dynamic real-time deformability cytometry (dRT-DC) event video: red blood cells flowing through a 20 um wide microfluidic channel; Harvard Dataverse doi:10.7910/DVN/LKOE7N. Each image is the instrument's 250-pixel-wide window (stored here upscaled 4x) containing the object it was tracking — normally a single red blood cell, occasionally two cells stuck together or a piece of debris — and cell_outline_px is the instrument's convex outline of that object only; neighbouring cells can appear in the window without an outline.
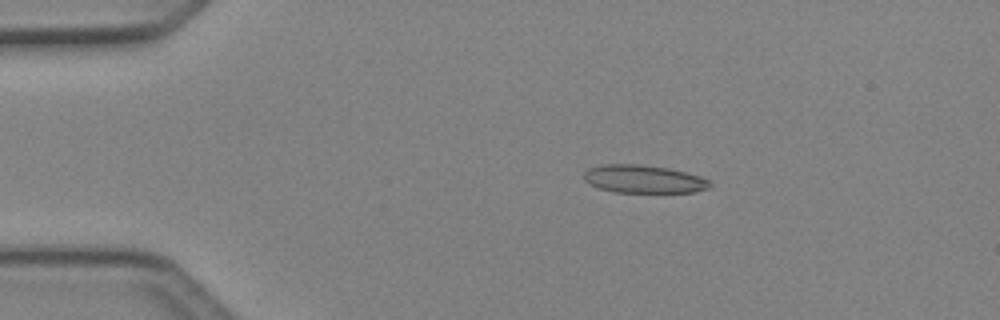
{"species": "Egyptian fruit bat (a non-hibernating species)", "species_latin": "Rousettus aegyptiacus", "temperature_condition": "cold", "stored_images_in_passage": 6, "camera_frame_rate_fps": 3000, "um_per_image_px": 0.085, "animal": {"sex": "female"}, "frame": {"image": 1, "passage_image": 3, "time_ms": 0.667, "image_size_px": [1000, 320], "cell_outline_px": [[712, 188], [696, 192], [616, 192], [600, 188], [588, 184], [584, 180], [584, 172], [588, 168], [600, 164], [640, 164], [668, 168], [700, 176], [712, 180]], "centroid_in_image_um": [54.74, 15.22], "position_along_channel_um": 30.3, "area_um2": 20.81}}
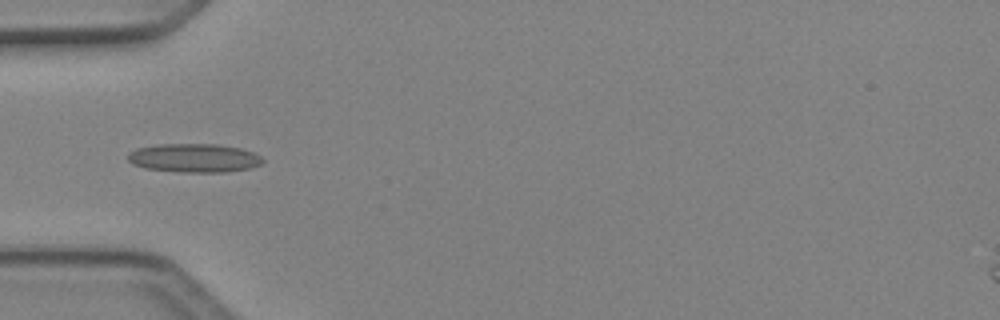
{"frame": {"image": 2, "passage_image": 5, "time_ms": 1.333, "image_size_px": [1000, 320], "cell_outline_px": [[264, 160], [260, 164], [248, 168], [224, 172], [184, 172], [144, 168], [132, 164], [128, 160], [128, 152], [136, 148], [156, 144], [216, 144], [240, 148], [252, 152], [260, 156]], "centroid_in_image_um": [16.45, 13.42], "position_along_channel_um": 68.6, "area_um2": 22.48}}
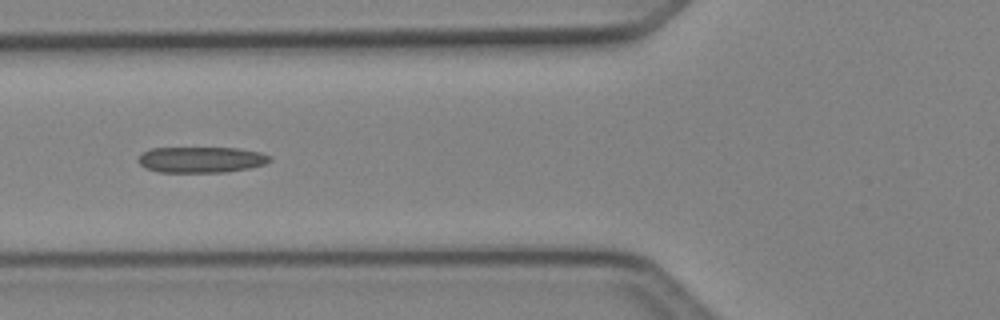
{"frame": {"image": 3, "passage_image": 6, "time_ms": 1.667, "image_size_px": [1000, 320], "cell_outline_px": [[272, 160], [264, 164], [248, 168], [224, 172], [160, 172], [144, 168], [136, 160], [140, 152], [148, 148], [240, 148], [260, 152], [272, 156]], "centroid_in_image_um": [17.05, 13.56], "position_along_channel_um": 108.7, "area_um2": 20.11}}